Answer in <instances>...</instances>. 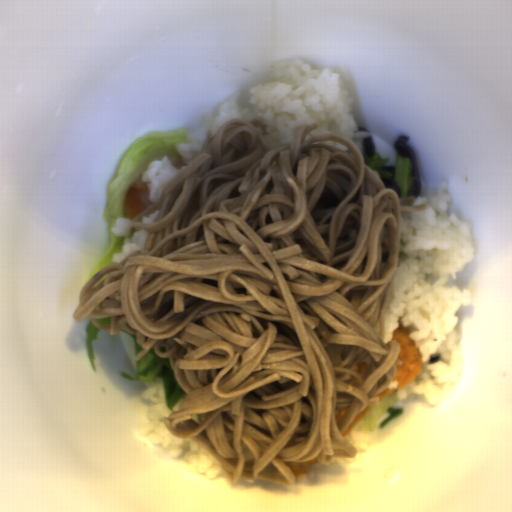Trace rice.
I'll use <instances>...</instances> for the list:
<instances>
[{"instance_id": "652b925c", "label": "rice", "mask_w": 512, "mask_h": 512, "mask_svg": "<svg viewBox=\"0 0 512 512\" xmlns=\"http://www.w3.org/2000/svg\"><path fill=\"white\" fill-rule=\"evenodd\" d=\"M449 180L413 205L428 203L424 211H400L398 265L389 296L383 341H391L398 327L422 352V367L396 400L417 397L425 405L440 403L464 375L461 338L456 330L459 310L473 305L472 293L454 280L476 255L473 227L451 211ZM412 205V206H413Z\"/></svg>"}, {"instance_id": "023b6e5f", "label": "rice", "mask_w": 512, "mask_h": 512, "mask_svg": "<svg viewBox=\"0 0 512 512\" xmlns=\"http://www.w3.org/2000/svg\"><path fill=\"white\" fill-rule=\"evenodd\" d=\"M355 109L356 99L340 74L295 57L279 60L269 79L248 93L239 90L229 95L220 104L214 128L217 132L231 118L249 122L260 116L265 119L260 132L272 149L290 144L299 126L318 122L306 141L318 135L340 134L362 153L363 141L371 134L358 131Z\"/></svg>"}, {"instance_id": "e3fd555f", "label": "rice", "mask_w": 512, "mask_h": 512, "mask_svg": "<svg viewBox=\"0 0 512 512\" xmlns=\"http://www.w3.org/2000/svg\"><path fill=\"white\" fill-rule=\"evenodd\" d=\"M344 438L357 450V455L354 458L332 456V461L349 466L354 463H357L363 457L367 448V444L353 427L350 429V431L346 434Z\"/></svg>"}, {"instance_id": "b023fe2a", "label": "rice", "mask_w": 512, "mask_h": 512, "mask_svg": "<svg viewBox=\"0 0 512 512\" xmlns=\"http://www.w3.org/2000/svg\"><path fill=\"white\" fill-rule=\"evenodd\" d=\"M131 218L117 217L112 227V232L123 239L124 245L118 252L112 253L113 264H118L133 250H141L144 252L145 241L149 236V232L137 230L132 226Z\"/></svg>"}, {"instance_id": "acb35da6", "label": "rice", "mask_w": 512, "mask_h": 512, "mask_svg": "<svg viewBox=\"0 0 512 512\" xmlns=\"http://www.w3.org/2000/svg\"><path fill=\"white\" fill-rule=\"evenodd\" d=\"M203 145L204 141L176 144L174 152L149 163L142 175L141 184L148 187L151 205L158 203L165 185L200 154Z\"/></svg>"}, {"instance_id": "8eca5e8b", "label": "rice", "mask_w": 512, "mask_h": 512, "mask_svg": "<svg viewBox=\"0 0 512 512\" xmlns=\"http://www.w3.org/2000/svg\"><path fill=\"white\" fill-rule=\"evenodd\" d=\"M187 394L186 392L174 408L170 409L162 380L157 379L146 387L141 397L148 403L149 411L146 422H139L135 426L136 433L152 445L161 446L167 457L183 460L189 465L191 472L204 475L206 479L214 480L229 475V471L207 449L190 439L176 438L168 430L163 417L179 411Z\"/></svg>"}]
</instances>
